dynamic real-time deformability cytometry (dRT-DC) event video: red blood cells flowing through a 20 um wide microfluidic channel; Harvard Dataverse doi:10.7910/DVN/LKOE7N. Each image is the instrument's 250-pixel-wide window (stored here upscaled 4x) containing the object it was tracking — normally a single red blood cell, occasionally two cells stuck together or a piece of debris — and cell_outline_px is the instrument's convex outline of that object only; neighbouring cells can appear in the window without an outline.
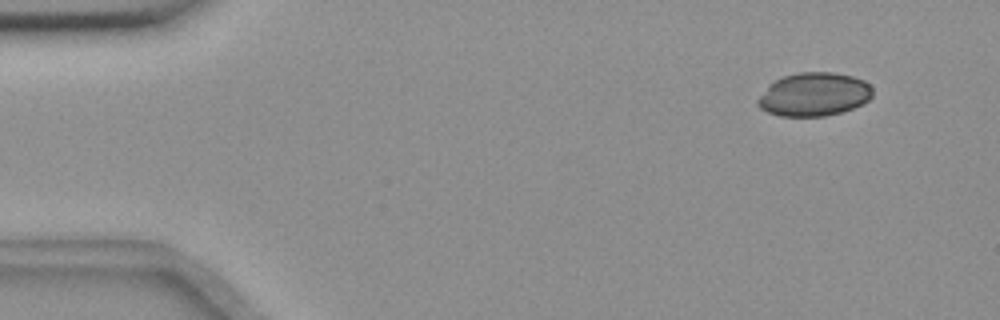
{"species": "common noctule bat (a hibernating species)", "species_latin": "Nyctalus noctula", "temperature_condition": "room temperature", "stored_images_in_passage": 53, "camera_frame_rate_fps": 3000, "um_per_image_px": 0.085, "animal": {"sex": "female", "body_mass_g": 18.4}, "frame": {"image": 1, "passage_image": 2, "time_ms": 0.333, "image_size_px": [1000, 320], "cell_outline_px": [[872, 96], [868, 100], [852, 108], [840, 112], [824, 116], [780, 116], [768, 112], [760, 108], [756, 104], [756, 100], [768, 84], [784, 76], [800, 72], [832, 72], [852, 76], [864, 80], [872, 88]], "centroid_in_image_um": [69.16, 8.02], "position_along_channel_um": 15.8, "area_um2": 29.02}}
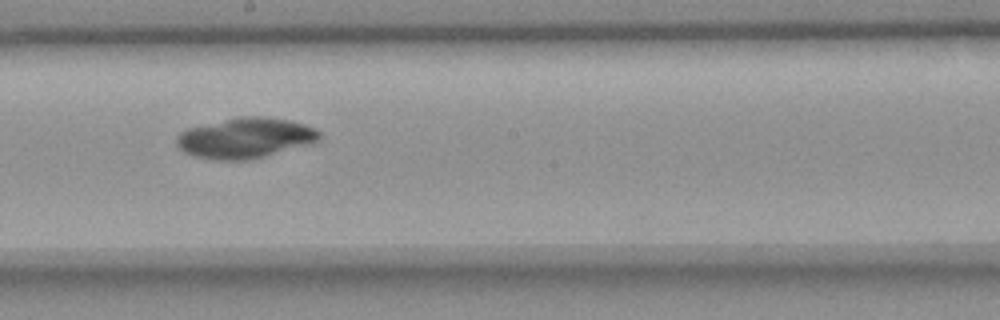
{"frame": {"image": 2, "passage_image": 28, "time_ms": 9.0, "image_size_px": [1000, 320], "cell_outline_px": [[320, 140], [308, 144], [252, 160], [212, 160], [192, 156], [184, 152], [176, 144], [176, 136], [180, 132], [188, 128], [240, 116], [264, 116], [288, 120], [304, 124], [316, 128], [320, 132]], "centroid_in_image_um": [20.83, 11.74], "position_along_channel_um": 227.4, "area_um2": 33.76}}
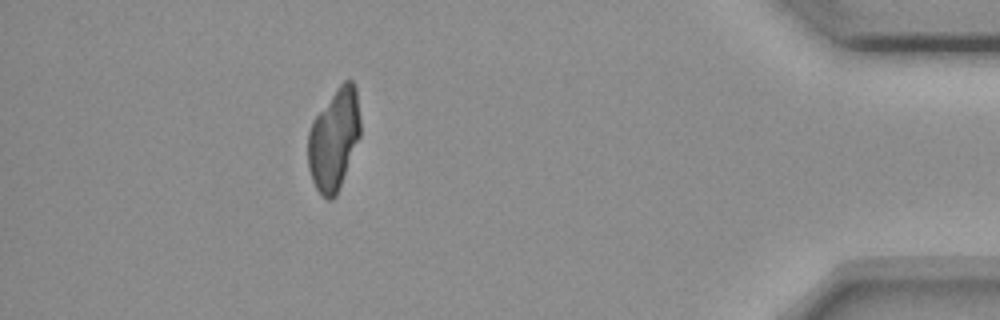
{"frame": {"image": 3, "passage_image": 47, "time_ms": 15.333, "image_size_px": [1000, 320], "cell_outline_px": [[360, 136], [336, 196], [332, 200], [328, 200], [320, 196], [312, 180], [308, 168], [308, 132], [312, 120], [336, 88], [344, 80], [352, 80], [356, 88], [360, 120]], "centroid_in_image_um": [28.37, 11.86], "position_along_channel_um": 406.8, "area_um2": 31.04}}